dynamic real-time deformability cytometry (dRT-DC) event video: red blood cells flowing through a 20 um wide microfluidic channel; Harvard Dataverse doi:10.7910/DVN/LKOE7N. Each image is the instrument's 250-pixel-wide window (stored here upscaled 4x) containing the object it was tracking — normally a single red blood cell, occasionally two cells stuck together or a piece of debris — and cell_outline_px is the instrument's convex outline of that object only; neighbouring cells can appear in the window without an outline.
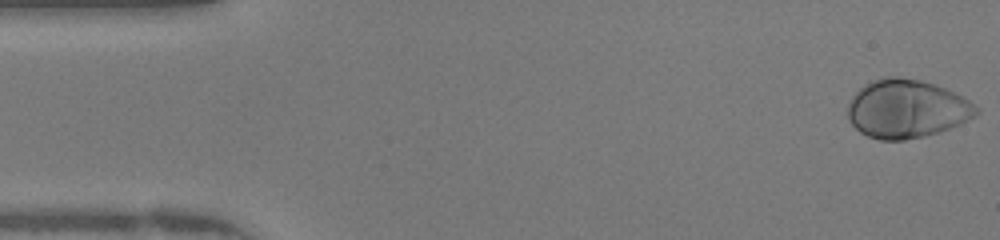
{"species": "human", "species_latin": "Homo sapiens", "temperature_condition": "warm", "stored_images_in_passage": 47, "camera_frame_rate_fps": 3000, "um_per_image_px": 0.085, "donor": {"sex": "female"}, "frame": {"image": 1, "passage_image": 1, "time_ms": 0.0, "image_size_px": [1000, 240], "cell_outline_px": [[980, 112], [976, 116], [960, 124], [940, 132], [924, 136], [904, 140], [880, 140], [868, 136], [860, 132], [852, 124], [848, 116], [848, 104], [852, 96], [864, 84], [872, 80], [884, 76], [896, 76], [920, 80], [944, 88], [968, 100], [980, 108]], "centroid_in_image_um": [77.06, 9.25], "position_along_channel_um": 7.9, "area_um2": 43.75}}
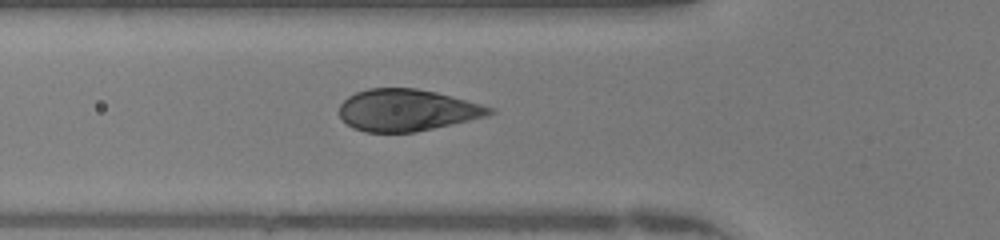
{"frame": {"image": 2, "passage_image": 16, "time_ms": 5.0, "image_size_px": [1000, 240], "cell_outline_px": [[496, 112], [488, 116], [416, 132], [364, 132], [352, 128], [340, 116], [340, 104], [348, 96], [356, 92], [368, 88], [416, 88], [436, 92], [452, 96], [480, 104], [492, 108]], "centroid_in_image_um": [34.58, 9.36], "position_along_channel_um": 91.2, "area_um2": 36.53}}
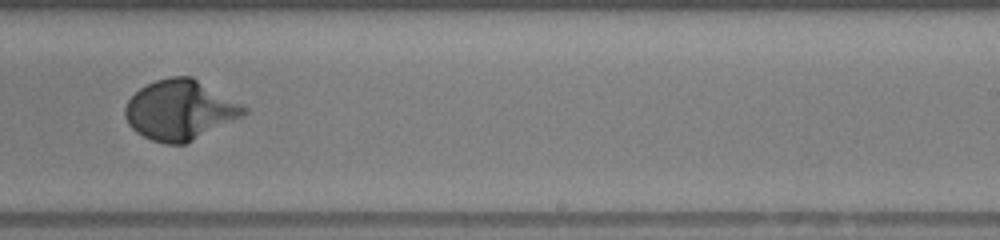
{"frame": {"image": 3, "passage_image": 29, "time_ms": 9.333, "image_size_px": [1000, 240], "cell_outline_px": [[248, 112], [244, 116], [184, 144], [164, 144], [152, 140], [136, 132], [128, 124], [124, 116], [124, 108], [128, 100], [140, 88], [156, 80], [172, 76], [192, 76], [248, 108]], "centroid_in_image_um": [15.29, 9.35], "position_along_channel_um": 273.7, "area_um2": 41.27}, "authors_computed_cell_mechanics": {"area_um2": 39.882, "velocity_mm_per_s": 4.2092, "shape_relaxation_time_tau1_ms": 2.8815, "shape_relaxation_time_tau2_ms": null, "deformation_change_tau1": 0.197, "deformation_change_tau2": null}}